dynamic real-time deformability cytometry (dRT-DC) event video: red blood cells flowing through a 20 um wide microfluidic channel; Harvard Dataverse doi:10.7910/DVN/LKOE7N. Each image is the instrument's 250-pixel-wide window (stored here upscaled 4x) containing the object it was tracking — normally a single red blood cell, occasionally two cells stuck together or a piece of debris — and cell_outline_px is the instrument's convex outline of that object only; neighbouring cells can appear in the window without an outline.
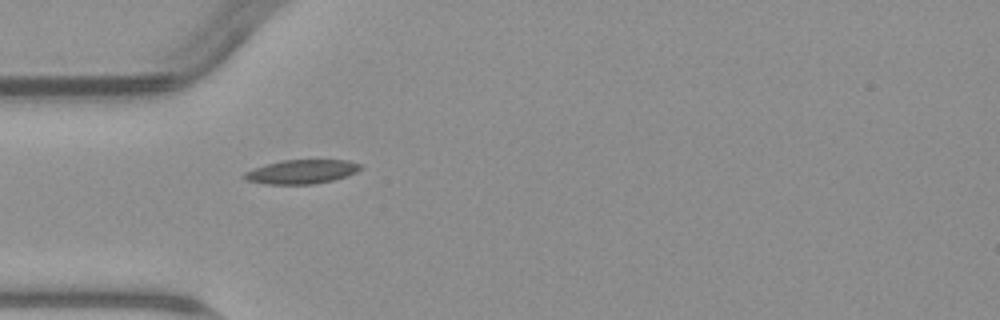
{"species": "common noctule bat (a hibernating species)", "species_latin": "Nyctalus noctula", "temperature_condition": "warm", "stored_images_in_passage": 1, "camera_frame_rate_fps": 3000, "um_per_image_px": 0.085, "animal": {"sex": "male", "body_mass_g": 23.1, "forearm_length_mm": 52.7}, "frame": {"image": 1, "passage_image": 1, "time_ms": 0.0, "image_size_px": [1000, 320], "cell_outline_px": [[364, 168], [356, 172], [332, 180], [312, 184], [268, 184], [248, 180], [240, 176], [244, 172], [268, 164], [284, 160], [348, 160], [360, 164]], "centroid_in_image_um": [25.65, 14.59], "position_along_channel_um": 59.3, "area_um2": 16.01}}